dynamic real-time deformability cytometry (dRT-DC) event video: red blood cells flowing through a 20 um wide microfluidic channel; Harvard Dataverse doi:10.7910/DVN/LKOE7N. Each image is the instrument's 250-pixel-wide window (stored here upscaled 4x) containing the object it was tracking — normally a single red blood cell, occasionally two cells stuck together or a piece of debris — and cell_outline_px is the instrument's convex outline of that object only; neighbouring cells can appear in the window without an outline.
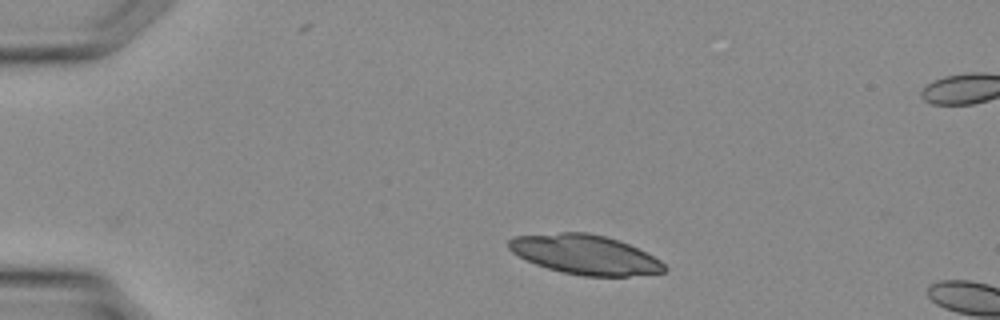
{"species": "Egyptian fruit bat (a non-hibernating species)", "species_latin": "Rousettus aegyptiacus", "temperature_condition": "warm", "stored_images_in_passage": 4, "camera_frame_rate_fps": 3000, "um_per_image_px": 0.085, "animal": {"sex": "female"}, "frame": {"image": 1, "passage_image": 1, "time_ms": 0.0, "image_size_px": [1000, 320], "cell_outline_px": [[668, 268], [664, 272], [628, 276], [584, 276], [564, 272], [548, 268], [536, 264], [512, 252], [508, 248], [508, 240], [512, 236], [560, 232], [588, 232], [620, 240], [660, 260]], "centroid_in_image_um": [49.71, 21.63], "position_along_channel_um": 35.3, "area_um2": 35.6}}